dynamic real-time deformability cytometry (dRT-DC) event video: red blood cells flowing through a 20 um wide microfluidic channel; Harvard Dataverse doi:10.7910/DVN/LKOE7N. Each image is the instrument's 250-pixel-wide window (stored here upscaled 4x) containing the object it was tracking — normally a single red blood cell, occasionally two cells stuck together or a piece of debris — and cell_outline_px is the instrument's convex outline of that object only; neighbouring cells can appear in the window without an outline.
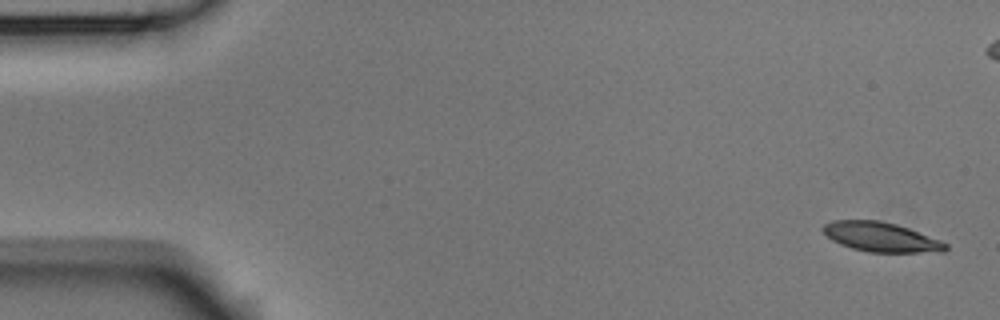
{"species": "Egyptian fruit bat (a non-hibernating species)", "species_latin": "Rousettus aegyptiacus", "temperature_condition": "room temperature", "stored_images_in_passage": 5, "camera_frame_rate_fps": 3000, "um_per_image_px": 0.085, "animal": {"sex": "male"}, "frame": {"image": 1, "passage_image": 1, "time_ms": 0.0, "image_size_px": [1000, 320], "cell_outline_px": [[948, 248], [944, 252], [868, 252], [852, 248], [840, 244], [832, 240], [820, 228], [824, 224], [832, 220], [880, 220], [896, 224], [908, 228], [940, 240], [948, 244]], "centroid_in_image_um": [74.88, 20.14], "position_along_channel_um": 10.1, "area_um2": 21.1}}